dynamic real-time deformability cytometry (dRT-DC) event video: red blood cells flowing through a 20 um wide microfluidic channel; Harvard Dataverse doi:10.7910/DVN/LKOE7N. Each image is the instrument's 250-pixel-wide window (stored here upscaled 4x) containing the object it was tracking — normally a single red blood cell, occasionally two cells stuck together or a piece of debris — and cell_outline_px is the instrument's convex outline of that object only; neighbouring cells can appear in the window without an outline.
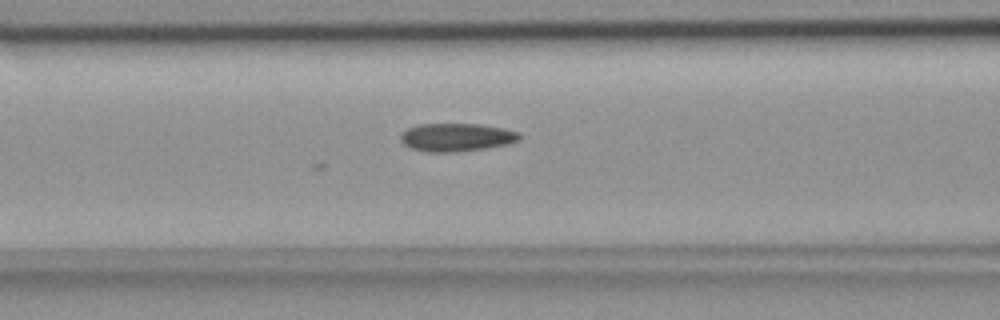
{"species": "common noctule bat (a hibernating species)", "species_latin": "Nyctalus noctula", "temperature_condition": "room temperature", "stored_images_in_passage": 16, "camera_frame_rate_fps": 3000, "um_per_image_px": 0.085, "animal": {"sex": "female", "body_mass_g": 18.4}, "frame": {"image": 1, "passage_image": 5, "time_ms": 1.333, "image_size_px": [1000, 320], "cell_outline_px": [[520, 140], [508, 144], [488, 148], [456, 152], [428, 152], [408, 148], [400, 140], [400, 132], [408, 128], [420, 124], [480, 124], [504, 128], [520, 132]], "centroid_in_image_um": [38.79, 11.67], "position_along_channel_um": 127.8, "area_um2": 19.77}}
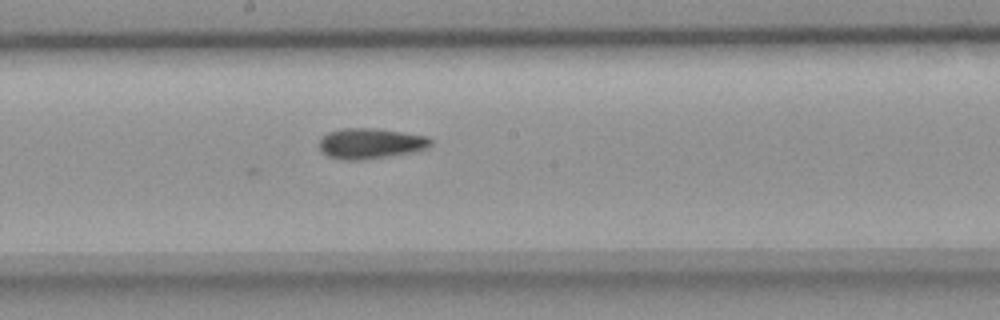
{"frame": {"image": 2, "passage_image": 12, "time_ms": 3.667, "image_size_px": [1000, 320], "cell_outline_px": [[432, 144], [428, 148], [412, 152], [388, 156], [360, 160], [344, 160], [328, 156], [320, 152], [320, 136], [328, 132], [344, 128], [376, 128], [404, 132], [428, 136], [432, 140]], "centroid_in_image_um": [31.49, 12.18], "position_along_channel_um": 216.7, "area_um2": 20.0}}
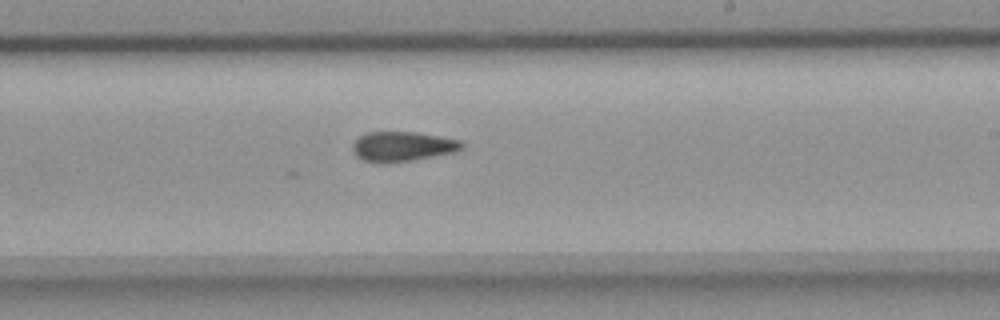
{"frame": {"image": 3, "passage_image": 15, "time_ms": 4.667, "image_size_px": [1000, 320], "cell_outline_px": [[464, 148], [456, 152], [436, 156], [412, 160], [384, 164], [380, 164], [364, 160], [356, 156], [352, 152], [352, 144], [360, 136], [368, 132], [416, 132], [440, 136], [460, 140], [464, 144]], "centroid_in_image_um": [34.22, 12.46], "position_along_channel_um": 254.8, "area_um2": 19.25}}